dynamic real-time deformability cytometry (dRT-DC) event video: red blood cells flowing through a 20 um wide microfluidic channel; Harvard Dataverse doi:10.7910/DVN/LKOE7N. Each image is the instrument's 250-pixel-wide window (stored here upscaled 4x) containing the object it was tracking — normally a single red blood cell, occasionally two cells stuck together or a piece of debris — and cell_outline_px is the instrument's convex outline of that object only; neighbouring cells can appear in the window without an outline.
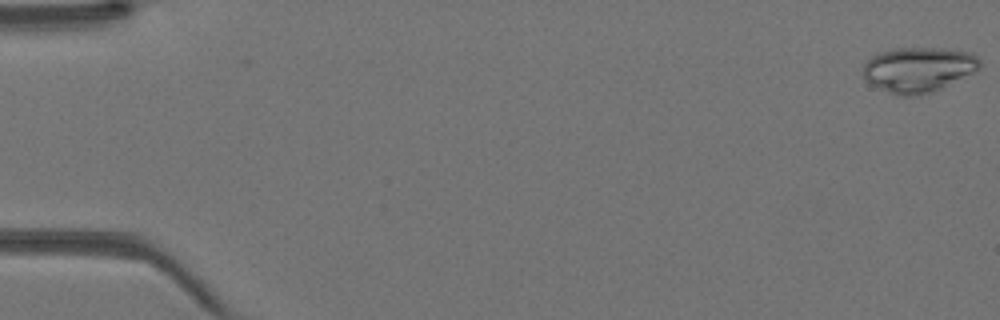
{"species": "Egyptian fruit bat (a non-hibernating species)", "species_latin": "Rousettus aegyptiacus", "temperature_condition": "warm", "stored_images_in_passage": 44, "camera_frame_rate_fps": 3000, "um_per_image_px": 0.085, "animal": {"sex": "female"}, "frame": {"image": 1, "passage_image": 1, "time_ms": 0.0, "image_size_px": [1000, 320], "cell_outline_px": [[980, 68], [936, 92], [920, 96], [896, 96], [864, 80], [864, 64], [872, 56], [880, 52], [896, 48], [944, 48], [972, 52], [980, 60]], "centroid_in_image_um": [78.08, 5.93], "position_along_channel_um": 6.9, "area_um2": 30.92}}
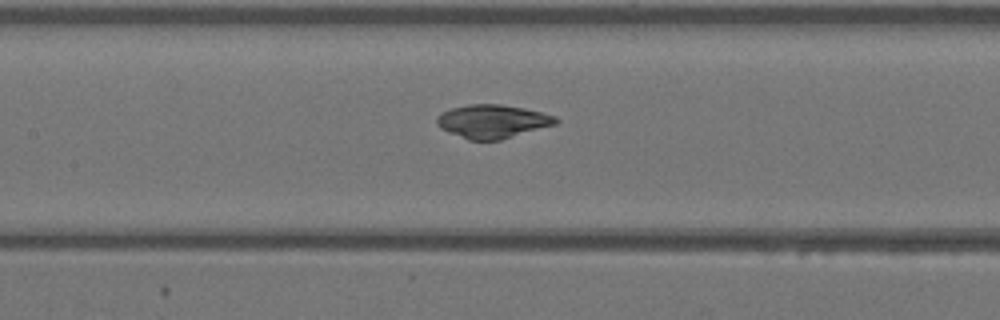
{"frame": {"image": 2, "passage_image": 21, "time_ms": 6.667, "image_size_px": [1000, 320], "cell_outline_px": [[560, 120], [556, 124], [500, 140], [468, 140], [448, 132], [440, 128], [436, 124], [436, 116], [440, 112], [452, 108], [468, 104], [500, 104], [524, 108], [556, 116]], "centroid_in_image_um": [41.83, 10.31], "position_along_channel_um": 165.6, "area_um2": 23.29}}
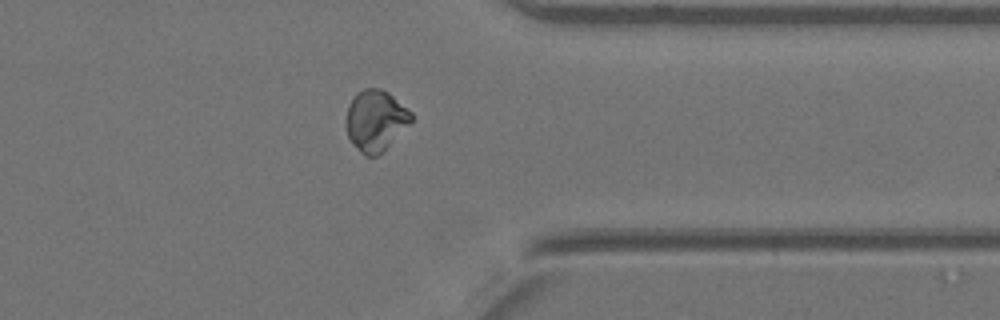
{"frame": {"image": 3, "passage_image": 35, "time_ms": 11.333, "image_size_px": [1000, 320], "cell_outline_px": [[412, 120], [384, 152], [376, 156], [364, 156], [352, 144], [348, 136], [344, 124], [344, 120], [348, 104], [356, 92], [364, 88], [380, 88], [388, 92], [412, 112]], "centroid_in_image_um": [31.88, 10.25], "position_along_channel_um": 379.5, "area_um2": 23.58}}